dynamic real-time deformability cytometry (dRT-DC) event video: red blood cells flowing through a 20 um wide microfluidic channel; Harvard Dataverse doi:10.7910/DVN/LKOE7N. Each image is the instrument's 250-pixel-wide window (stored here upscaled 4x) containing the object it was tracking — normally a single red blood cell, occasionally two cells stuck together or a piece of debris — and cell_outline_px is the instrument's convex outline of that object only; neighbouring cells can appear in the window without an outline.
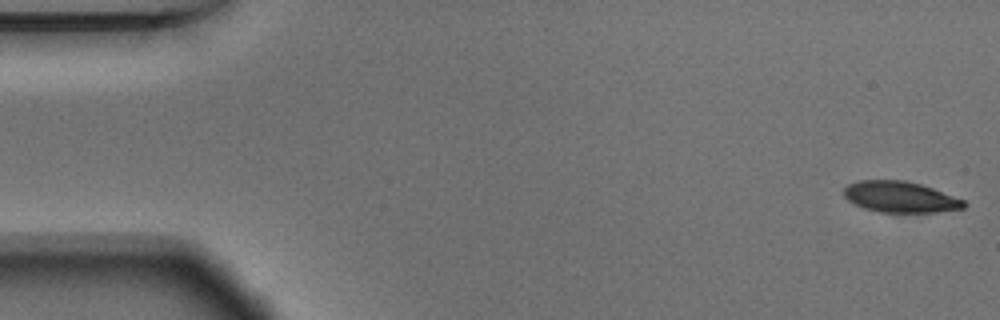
{"species": "Egyptian fruit bat (a non-hibernating species)", "species_latin": "Rousettus aegyptiacus", "temperature_condition": "warm", "stored_images_in_passage": 54, "camera_frame_rate_fps": 3000, "um_per_image_px": 0.085, "animal": {"sex": "male"}, "frame": {"image": 1, "passage_image": 1, "time_ms": 0.0, "image_size_px": [1000, 320], "cell_outline_px": [[968, 204], [964, 208], [936, 212], [880, 212], [864, 208], [848, 200], [844, 196], [844, 188], [848, 184], [860, 180], [904, 180], [920, 184], [932, 188], [964, 200]], "centroid_in_image_um": [76.52, 16.74], "position_along_channel_um": 8.5, "area_um2": 21.56}}
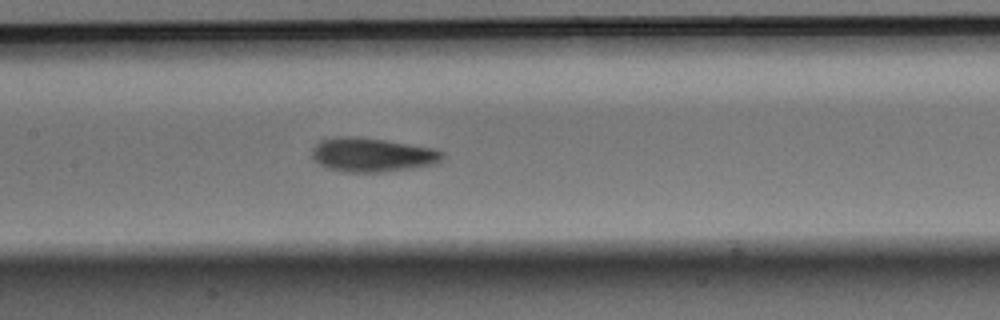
{"frame": {"image": 2, "passage_image": 25, "time_ms": 8.0, "image_size_px": [1000, 320], "cell_outline_px": [[444, 156], [436, 164], [380, 172], [344, 172], [328, 168], [312, 160], [312, 148], [320, 140], [336, 136], [356, 136], [384, 140], [436, 148], [444, 152]], "centroid_in_image_um": [31.61, 13.15], "position_along_channel_um": 175.8, "area_um2": 25.95}}
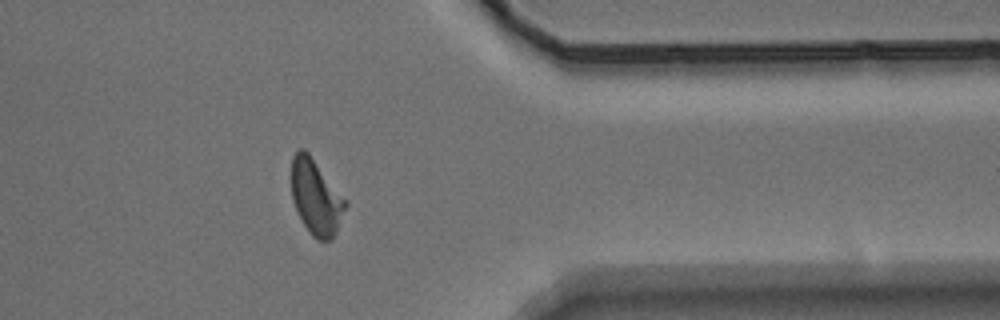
{"frame": {"image": 3, "passage_image": 43, "time_ms": 14.0, "image_size_px": [1000, 320], "cell_outline_px": [[348, 204], [332, 240], [316, 240], [312, 236], [304, 224], [296, 208], [292, 196], [292, 156], [300, 148], [304, 148], [308, 152], [348, 200]], "centroid_in_image_um": [26.89, 16.75], "position_along_channel_um": 384.5, "area_um2": 23.64}, "authors_computed_cell_mechanics": {"area_um2": 23.6691, "velocity_mm_per_s": 3.722, "shape_relaxation_time_tau1_ms": 4.0717, "shape_relaxation_time_tau2_ms": 2.7011, "deformation_change_tau1": 0.1651, "deformation_change_tau2": 0.0948}}